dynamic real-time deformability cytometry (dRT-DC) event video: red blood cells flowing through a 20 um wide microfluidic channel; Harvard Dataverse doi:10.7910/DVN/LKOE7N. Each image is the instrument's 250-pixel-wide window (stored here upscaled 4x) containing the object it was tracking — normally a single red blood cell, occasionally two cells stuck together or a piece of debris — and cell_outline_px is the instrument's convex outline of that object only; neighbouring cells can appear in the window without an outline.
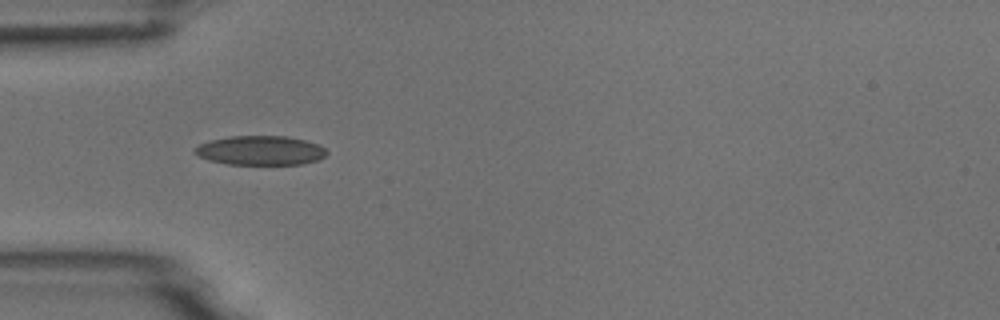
{"species": "common noctule bat (a hibernating species)", "species_latin": "Nyctalus noctula", "temperature_condition": "room temperature", "stored_images_in_passage": 2, "camera_frame_rate_fps": 3000, "um_per_image_px": 0.085, "animal": {"sex": "male", "body_mass_g": 18.8}, "frame": {"image": 1, "passage_image": 1, "time_ms": 0.0, "image_size_px": [1000, 320], "cell_outline_px": [[328, 152], [324, 156], [316, 160], [304, 164], [228, 164], [208, 160], [192, 152], [192, 148], [208, 140], [228, 136], [288, 136], [304, 140], [316, 144], [324, 148]], "centroid_in_image_um": [22.08, 12.78], "position_along_channel_um": 62.9, "area_um2": 22.54}}